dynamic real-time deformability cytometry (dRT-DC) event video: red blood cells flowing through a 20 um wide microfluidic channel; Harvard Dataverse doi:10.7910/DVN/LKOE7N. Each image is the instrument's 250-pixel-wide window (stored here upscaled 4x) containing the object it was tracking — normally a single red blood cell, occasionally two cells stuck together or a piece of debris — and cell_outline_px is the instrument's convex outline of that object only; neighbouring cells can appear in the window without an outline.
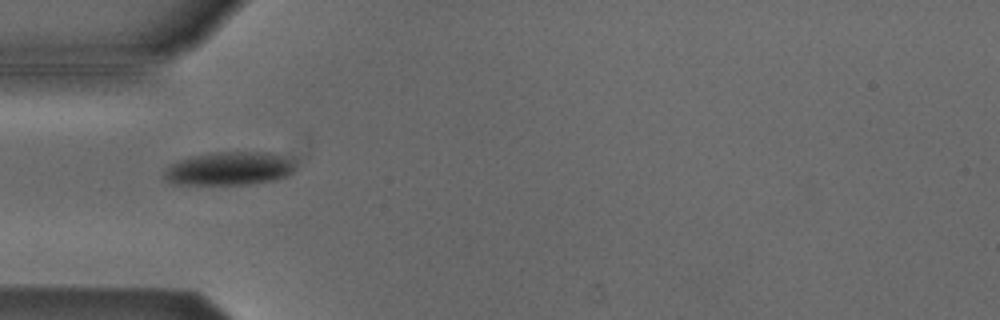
{"species": "Egyptian fruit bat (a non-hibernating species)", "species_latin": "Rousettus aegyptiacus", "temperature_condition": "cold", "stored_images_in_passage": 13, "camera_frame_rate_fps": 3000, "um_per_image_px": 0.085, "animal": {"sex": "male"}, "frame": {"image": 1, "passage_image": 7, "time_ms": 2.0, "image_size_px": [1000, 320], "cell_outline_px": [[296, 164], [292, 172], [288, 176], [276, 180], [248, 184], [172, 184], [164, 180], [164, 168], [188, 156], [208, 152], [272, 152], [292, 160]], "centroid_in_image_um": [19.47, 14.32], "position_along_channel_um": 65.5, "area_um2": 25.84}}
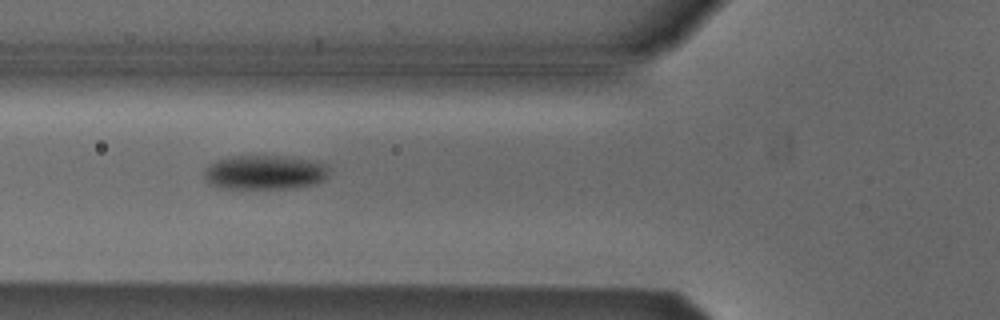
{"frame": {"image": 2, "passage_image": 10, "time_ms": 3.0, "image_size_px": [1000, 320], "cell_outline_px": [[328, 176], [324, 180], [312, 184], [296, 188], [224, 188], [208, 184], [204, 176], [204, 172], [208, 164], [216, 160], [228, 156], [284, 156], [316, 160], [328, 164]], "centroid_in_image_um": [22.52, 14.64], "position_along_channel_um": 103.3, "area_um2": 25.32}}